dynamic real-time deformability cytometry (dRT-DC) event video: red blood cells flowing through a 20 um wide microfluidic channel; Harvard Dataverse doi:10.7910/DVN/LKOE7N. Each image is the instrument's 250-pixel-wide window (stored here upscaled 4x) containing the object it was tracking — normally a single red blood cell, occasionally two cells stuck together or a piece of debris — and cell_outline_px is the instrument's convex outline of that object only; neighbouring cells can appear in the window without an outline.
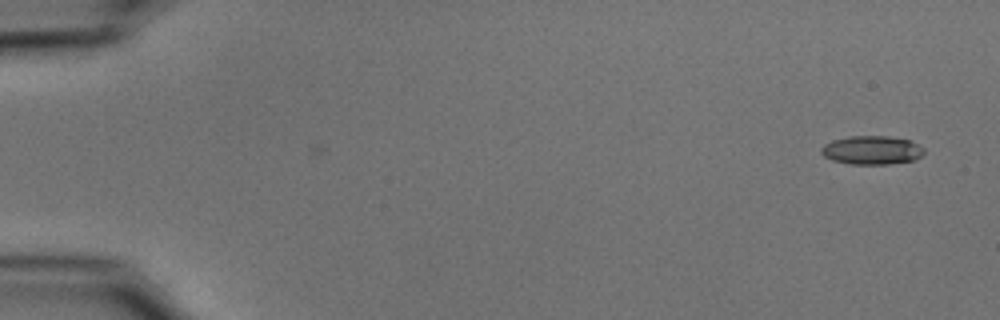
{"species": "common noctule bat (a hibernating species)", "species_latin": "Nyctalus noctula", "temperature_condition": "cold", "stored_images_in_passage": 4, "camera_frame_rate_fps": 3000, "um_per_image_px": 0.085, "animal": {"sex": "male", "body_mass_g": 15.6}, "frame": {"image": 1, "passage_image": 4, "time_ms": 1.0, "image_size_px": [1000, 320], "cell_outline_px": [[924, 152], [916, 160], [888, 164], [852, 164], [832, 160], [824, 156], [820, 152], [820, 148], [824, 144], [832, 140], [848, 136], [888, 136], [912, 140], [924, 148]], "centroid_in_image_um": [74.11, 12.75], "position_along_channel_um": 10.9, "area_um2": 17.34}}